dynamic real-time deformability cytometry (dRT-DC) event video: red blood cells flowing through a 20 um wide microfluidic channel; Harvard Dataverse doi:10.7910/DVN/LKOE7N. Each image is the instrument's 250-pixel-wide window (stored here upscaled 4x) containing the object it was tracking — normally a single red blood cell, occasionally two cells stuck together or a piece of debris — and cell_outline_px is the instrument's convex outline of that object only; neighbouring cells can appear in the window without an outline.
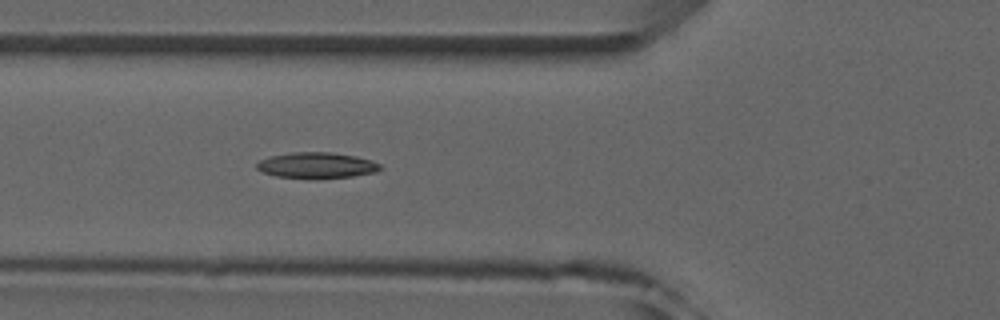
{"species": "common noctule bat (a hibernating species)", "species_latin": "Nyctalus noctula", "temperature_condition": "room temperature", "stored_images_in_passage": 5, "camera_frame_rate_fps": 3000, "um_per_image_px": 0.085, "animal": {"sex": "male", "forearm_length_mm": 52.5}, "frame": {"image": 1, "passage_image": 5, "time_ms": 4.333, "image_size_px": [1000, 320], "cell_outline_px": [[380, 168], [376, 172], [352, 176], [276, 176], [260, 172], [256, 168], [256, 164], [260, 160], [268, 156], [292, 152], [332, 152], [356, 156], [372, 160], [380, 164]], "centroid_in_image_um": [26.88, 14.0], "position_along_channel_um": 98.9, "area_um2": 17.98}}